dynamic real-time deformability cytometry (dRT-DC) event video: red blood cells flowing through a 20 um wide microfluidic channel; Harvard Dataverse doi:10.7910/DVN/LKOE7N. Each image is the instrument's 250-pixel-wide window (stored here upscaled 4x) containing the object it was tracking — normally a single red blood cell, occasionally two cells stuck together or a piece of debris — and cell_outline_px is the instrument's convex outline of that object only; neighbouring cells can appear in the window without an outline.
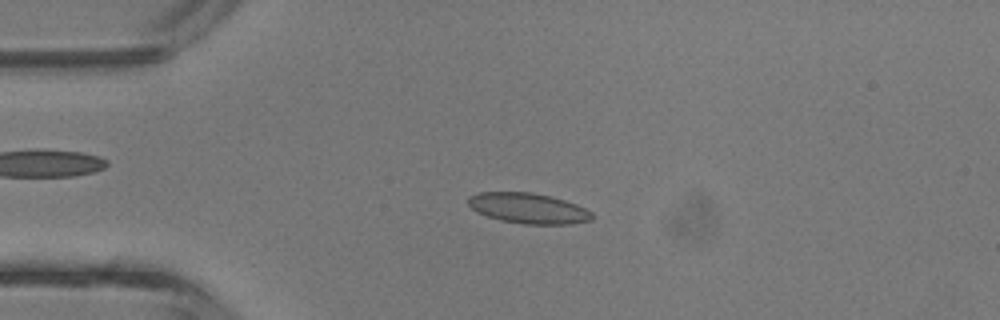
{"species": "common noctule bat (a hibernating species)", "species_latin": "Nyctalus noctula", "temperature_condition": "room temperature", "stored_images_in_passage": 42, "camera_frame_rate_fps": 3000, "um_per_image_px": 0.085, "animal": {"sex": "male", "body_mass_g": 13.3}, "frame": {"image": 1, "passage_image": 10, "time_ms": 3.0, "image_size_px": [1000, 320], "cell_outline_px": [[592, 220], [572, 224], [524, 224], [500, 220], [476, 212], [468, 204], [468, 196], [480, 192], [532, 192], [552, 196], [576, 204], [592, 212]], "centroid_in_image_um": [44.9, 17.7], "position_along_channel_um": 40.1, "area_um2": 22.02}}
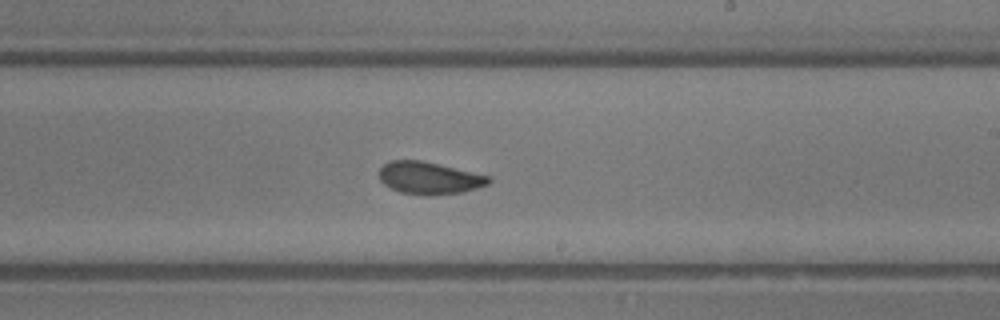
{"frame": {"image": 2, "passage_image": 25, "time_ms": 8.0, "image_size_px": [1000, 320], "cell_outline_px": [[492, 180], [488, 184], [476, 188], [460, 192], [428, 196], [424, 196], [400, 192], [384, 184], [380, 180], [380, 168], [384, 164], [392, 160], [424, 160], [488, 176]], "centroid_in_image_um": [36.46, 15.13], "position_along_channel_um": 252.5, "area_um2": 20.52}}
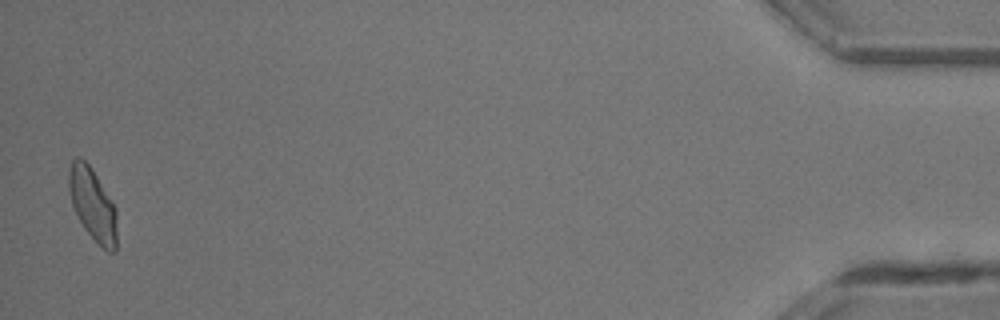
{"frame": {"image": 3, "passage_image": 42, "time_ms": 13.667, "image_size_px": [1000, 320], "cell_outline_px": [[116, 252], [108, 252], [84, 228], [72, 204], [68, 188], [68, 172], [72, 160], [76, 156], [80, 156], [92, 168], [116, 208]], "centroid_in_image_um": [7.87, 17.33], "position_along_channel_um": 427.3, "area_um2": 20.06}, "authors_computed_cell_mechanics": {"area_um2": 20.6346, "velocity_mm_per_s": 4.7925, "shape_relaxation_time_tau1_ms": 7.8889, "shape_relaxation_time_tau2_ms": 1.2727, "deformation_change_tau1": 0.1831, "deformation_change_tau2": 0.0534}}